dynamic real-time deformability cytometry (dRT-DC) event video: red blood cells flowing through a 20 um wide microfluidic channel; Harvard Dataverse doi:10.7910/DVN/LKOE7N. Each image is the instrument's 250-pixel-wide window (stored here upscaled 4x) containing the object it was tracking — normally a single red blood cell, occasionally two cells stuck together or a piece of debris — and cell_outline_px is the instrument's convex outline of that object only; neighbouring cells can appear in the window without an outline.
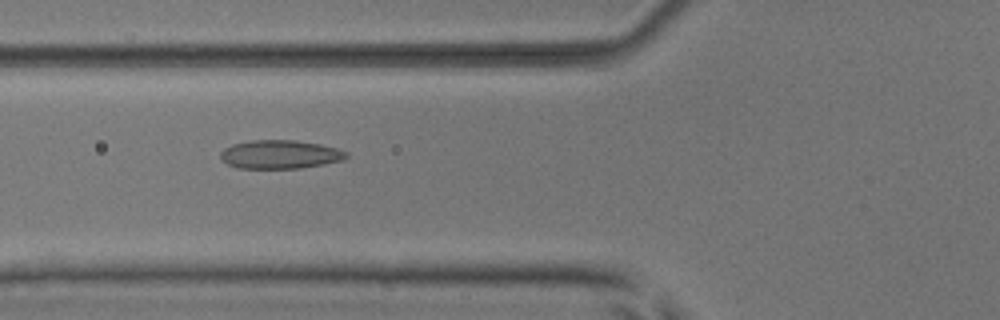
{"species": "common noctule bat (a hibernating species)", "species_latin": "Nyctalus noctula", "temperature_condition": "room temperature", "stored_images_in_passage": 52, "camera_frame_rate_fps": 3000, "um_per_image_px": 0.085, "animal": {"sex": "male", "body_mass_g": 17.9, "forearm_length_mm": 54.2}, "frame": {"image": 1, "passage_image": 20, "time_ms": 6.333, "image_size_px": [1000, 320], "cell_outline_px": [[348, 156], [344, 160], [324, 164], [300, 168], [236, 168], [228, 164], [220, 156], [220, 152], [224, 148], [232, 144], [252, 140], [296, 140], [320, 144], [336, 148], [348, 152]], "centroid_in_image_um": [23.82, 13.12], "position_along_channel_um": 102.0, "area_um2": 20.98}}
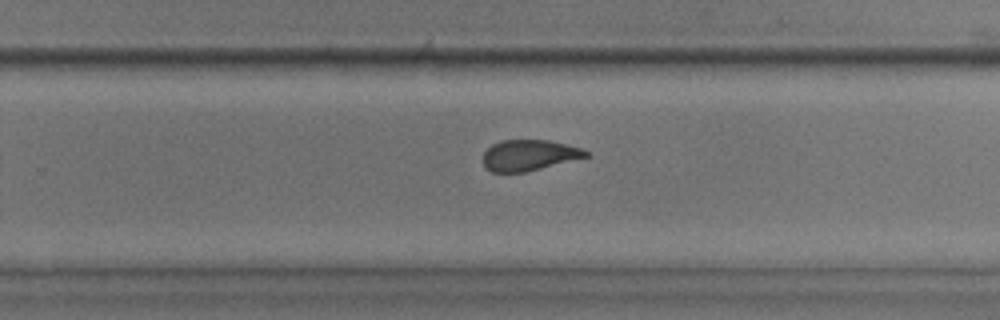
{"frame": {"image": 2, "passage_image": 34, "time_ms": 11.0, "image_size_px": [1000, 320], "cell_outline_px": [[592, 156], [524, 172], [492, 172], [484, 168], [484, 152], [492, 144], [500, 140], [548, 140], [580, 148], [588, 152]], "centroid_in_image_um": [44.97, 13.19], "position_along_channel_um": 284.8, "area_um2": 18.44}}
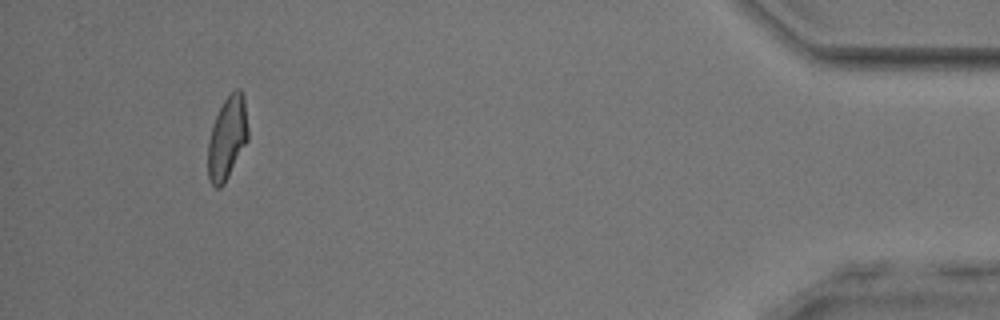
{"frame": {"image": 3, "passage_image": 49, "time_ms": 16.0, "image_size_px": [1000, 320], "cell_outline_px": [[248, 140], [224, 184], [220, 188], [216, 188], [208, 180], [208, 140], [216, 116], [224, 100], [236, 88], [240, 88], [244, 96], [248, 128]], "centroid_in_image_um": [19.32, 11.74], "position_along_channel_um": 415.9, "area_um2": 19.31}, "authors_computed_cell_mechanics": {"area_um2": 19.7965, "velocity_mm_per_s": 3.9322, "shape_relaxation_time_tau1_ms": null, "shape_relaxation_time_tau2_ms": 1.7405, "deformation_change_tau1": null, "deformation_change_tau2": 0.0874}}